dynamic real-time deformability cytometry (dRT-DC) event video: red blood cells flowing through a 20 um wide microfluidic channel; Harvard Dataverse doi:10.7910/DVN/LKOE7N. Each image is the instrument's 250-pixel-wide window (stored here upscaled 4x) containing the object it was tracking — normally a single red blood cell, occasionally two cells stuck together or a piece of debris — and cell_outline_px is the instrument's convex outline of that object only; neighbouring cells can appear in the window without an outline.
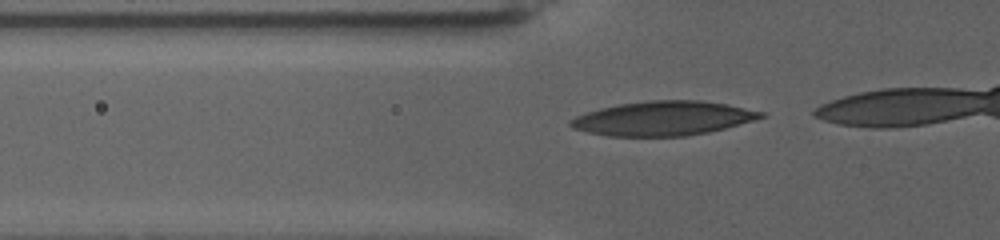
{"species": "human", "species_latin": "Homo sapiens", "temperature_condition": "warm", "stored_images_in_passage": 30, "camera_frame_rate_fps": 3000, "um_per_image_px": 0.085, "donor": {"sex": "female"}, "frame": {"image": 1, "passage_image": 17, "time_ms": 5.333, "image_size_px": [1000, 240], "cell_outline_px": [[764, 116], [752, 120], [724, 128], [708, 132], [684, 136], [608, 136], [588, 132], [572, 128], [568, 124], [568, 120], [584, 112], [600, 108], [620, 104], [652, 100], [700, 100], [728, 104], [764, 112]], "centroid_in_image_um": [56.31, 10.06], "position_along_channel_um": 69.5, "area_um2": 37.86}}
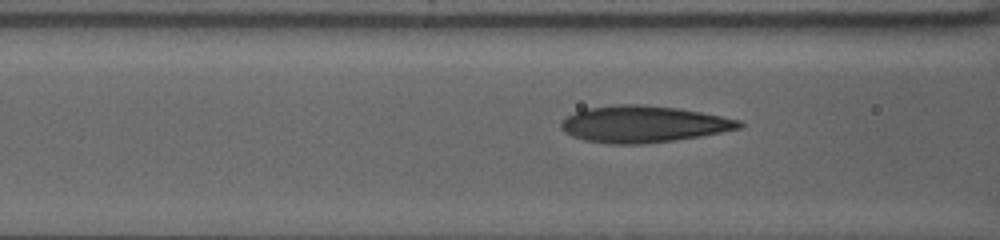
{"frame": {"image": 2, "passage_image": 22, "time_ms": 7.0, "image_size_px": [1000, 240], "cell_outline_px": [[744, 124], [740, 128], [700, 136], [676, 140], [644, 144], [608, 144], [584, 140], [572, 136], [564, 132], [560, 128], [560, 120], [576, 112], [588, 108], [616, 104], [640, 104], [676, 108], [700, 112], [740, 120]], "centroid_in_image_um": [54.64, 10.56], "position_along_channel_um": 112.0, "area_um2": 37.97}}
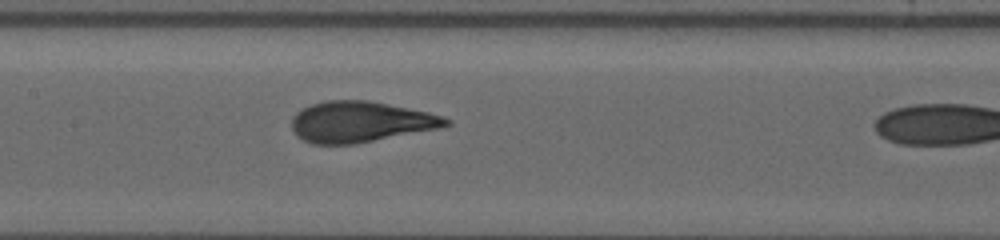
{"frame": {"image": 3, "passage_image": 29, "time_ms": 9.333, "image_size_px": [1000, 240], "cell_outline_px": [[452, 124], [436, 128], [356, 144], [312, 144], [296, 136], [292, 128], [292, 116], [296, 112], [312, 104], [328, 100], [368, 100], [428, 112], [444, 116], [452, 120]], "centroid_in_image_um": [30.61, 10.35], "position_along_channel_um": 176.8, "area_um2": 36.53}}